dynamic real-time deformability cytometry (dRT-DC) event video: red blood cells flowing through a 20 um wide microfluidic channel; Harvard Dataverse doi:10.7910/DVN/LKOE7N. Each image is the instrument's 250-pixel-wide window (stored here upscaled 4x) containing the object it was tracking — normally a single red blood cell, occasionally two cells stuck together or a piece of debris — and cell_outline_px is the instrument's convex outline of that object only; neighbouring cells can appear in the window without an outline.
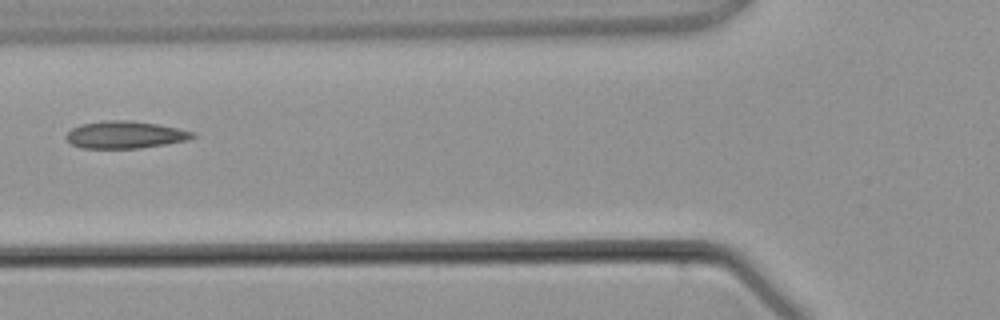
{"species": "common noctule bat (a hibernating species)", "species_latin": "Nyctalus noctula", "temperature_condition": "warm", "stored_images_in_passage": 3, "camera_frame_rate_fps": 3000, "um_per_image_px": 0.085, "animal": {"sex": "male", "body_mass_g": 21.5, "forearm_length_mm": 52.0}, "frame": {"image": 1, "passage_image": 3, "time_ms": 2.667, "image_size_px": [1000, 320], "cell_outline_px": [[196, 136], [188, 140], [140, 148], [80, 148], [72, 144], [64, 136], [72, 128], [80, 124], [108, 120], [128, 120], [156, 124], [196, 132]], "centroid_in_image_um": [10.62, 11.45], "position_along_channel_um": 115.2, "area_um2": 20.0}}